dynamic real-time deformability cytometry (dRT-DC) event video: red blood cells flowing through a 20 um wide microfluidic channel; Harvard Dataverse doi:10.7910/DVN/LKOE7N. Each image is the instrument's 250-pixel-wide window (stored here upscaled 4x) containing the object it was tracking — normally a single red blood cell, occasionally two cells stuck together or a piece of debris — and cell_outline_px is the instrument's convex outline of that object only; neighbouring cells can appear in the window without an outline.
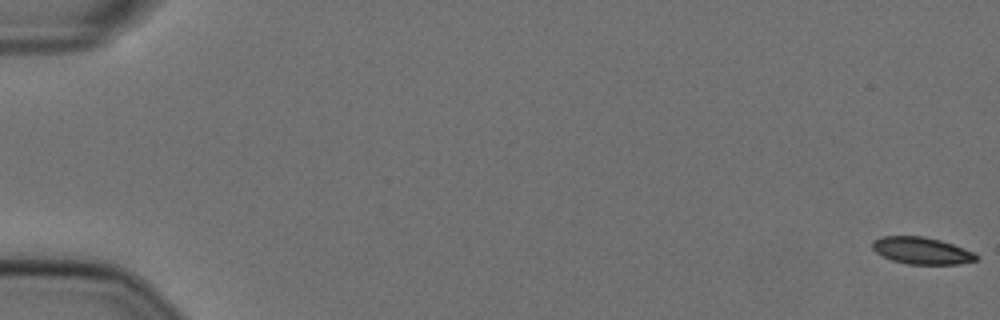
{"species": "Egyptian fruit bat (a non-hibernating species)", "species_latin": "Rousettus aegyptiacus", "temperature_condition": "cold", "stored_images_in_passage": 23, "camera_frame_rate_fps": 3000, "um_per_image_px": 0.085, "animal": {"sex": "female"}, "frame": {"image": 1, "passage_image": 1, "time_ms": 0.0, "image_size_px": [1000, 320], "cell_outline_px": [[980, 256], [976, 260], [960, 264], [908, 264], [892, 260], [876, 252], [872, 248], [872, 240], [880, 236], [924, 236], [940, 240], [976, 252]], "centroid_in_image_um": [78.36, 21.3], "position_along_channel_um": 6.6, "area_um2": 16.42}}
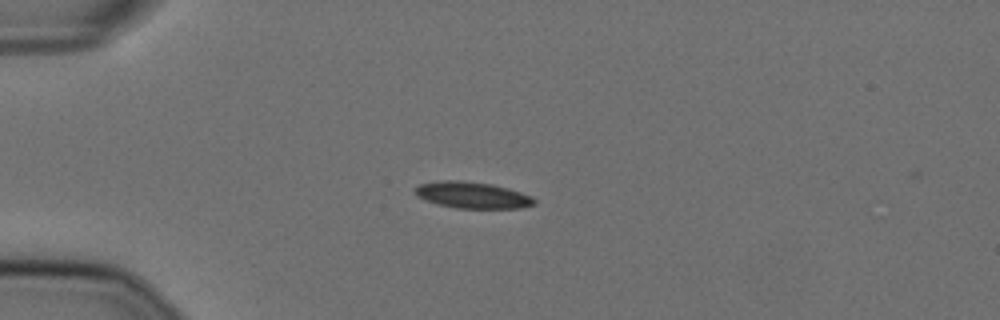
{"frame": {"image": 2, "passage_image": 16, "time_ms": 5.0, "image_size_px": [1000, 320], "cell_outline_px": [[536, 204], [520, 208], [456, 208], [436, 204], [424, 200], [416, 196], [412, 192], [412, 188], [420, 184], [444, 180], [460, 180], [492, 184], [508, 188], [532, 196], [536, 200]], "centroid_in_image_um": [40.1, 16.58], "position_along_channel_um": 44.9, "area_um2": 18.61}}
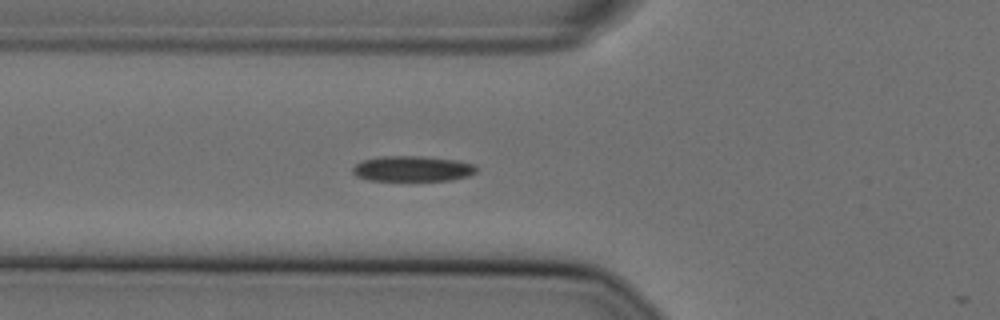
{"frame": {"image": 3, "passage_image": 22, "time_ms": 7.0, "image_size_px": [1000, 320], "cell_outline_px": [[476, 172], [468, 176], [452, 180], [368, 180], [356, 176], [352, 172], [352, 168], [356, 164], [364, 160], [384, 156], [420, 156], [456, 160], [476, 164]], "centroid_in_image_um": [35.08, 14.34], "position_along_channel_um": 90.7, "area_um2": 18.26}}